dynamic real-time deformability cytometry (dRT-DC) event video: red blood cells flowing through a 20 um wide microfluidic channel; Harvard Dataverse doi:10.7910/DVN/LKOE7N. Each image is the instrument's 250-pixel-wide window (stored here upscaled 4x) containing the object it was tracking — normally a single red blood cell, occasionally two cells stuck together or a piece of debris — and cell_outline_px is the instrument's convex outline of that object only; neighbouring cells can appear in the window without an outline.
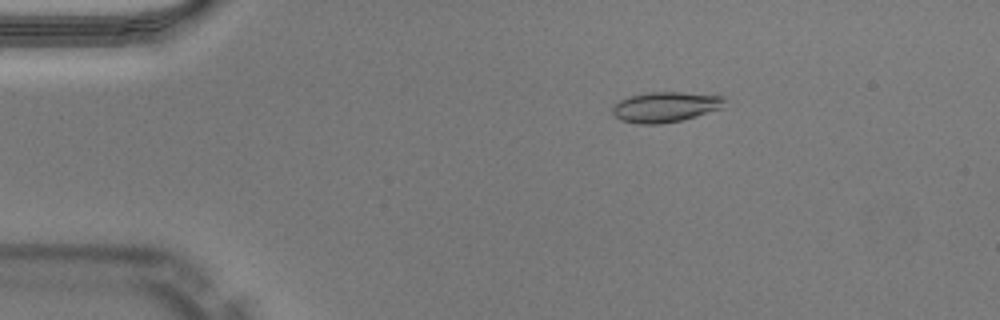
{"species": "Egyptian fruit bat (a non-hibernating species)", "species_latin": "Rousettus aegyptiacus", "temperature_condition": "warm", "stored_images_in_passage": 50, "camera_frame_rate_fps": 3000, "um_per_image_px": 0.085, "animal": {"sex": "male"}, "frame": {"image": 1, "passage_image": 9, "time_ms": 2.667, "image_size_px": [1000, 320], "cell_outline_px": [[724, 108], [696, 116], [680, 120], [660, 124], [640, 124], [620, 120], [612, 112], [612, 108], [620, 100], [628, 96], [648, 92], [680, 92], [724, 96]], "centroid_in_image_um": [56.56, 9.09], "position_along_channel_um": 28.4, "area_um2": 19.77}}
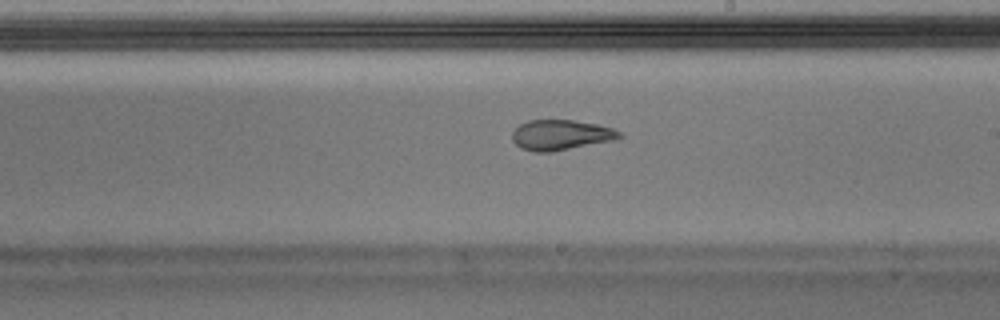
{"frame": {"image": 2, "passage_image": 29, "time_ms": 9.333, "image_size_px": [1000, 320], "cell_outline_px": [[624, 136], [616, 140], [552, 152], [532, 152], [520, 148], [512, 140], [512, 132], [520, 124], [528, 120], [572, 120], [596, 124], [612, 128], [620, 132]], "centroid_in_image_um": [47.67, 11.48], "position_along_channel_um": 241.3, "area_um2": 19.07}}
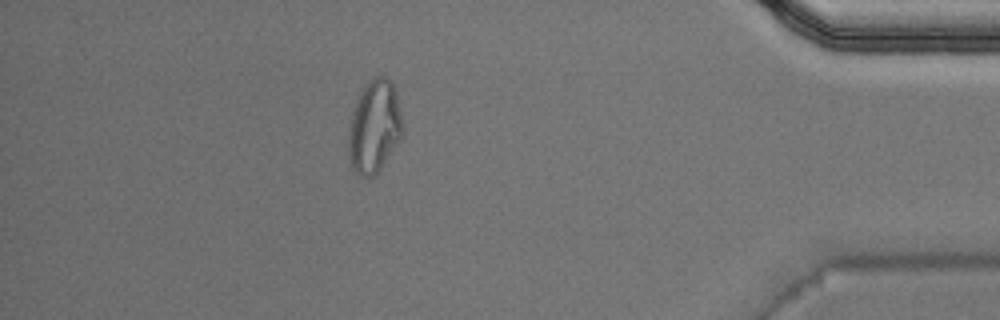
{"frame": {"image": 3, "passage_image": 44, "time_ms": 14.333, "image_size_px": [1000, 320], "cell_outline_px": [[404, 132], [400, 140], [376, 176], [360, 176], [352, 168], [348, 156], [348, 136], [352, 112], [356, 100], [360, 92], [368, 80], [376, 76], [384, 76], [392, 84], [396, 92], [404, 128]], "centroid_in_image_um": [31.82, 10.79], "position_along_channel_um": 403.4, "area_um2": 29.48}, "authors_computed_cell_mechanics": {"area_um2": 19.7098, "velocity_mm_per_s": 4.0735, "shape_relaxation_time_tau1_ms": null, "shape_relaxation_time_tau2_ms": 1.5317, "deformation_change_tau1": null, "deformation_change_tau2": 0.0705}}